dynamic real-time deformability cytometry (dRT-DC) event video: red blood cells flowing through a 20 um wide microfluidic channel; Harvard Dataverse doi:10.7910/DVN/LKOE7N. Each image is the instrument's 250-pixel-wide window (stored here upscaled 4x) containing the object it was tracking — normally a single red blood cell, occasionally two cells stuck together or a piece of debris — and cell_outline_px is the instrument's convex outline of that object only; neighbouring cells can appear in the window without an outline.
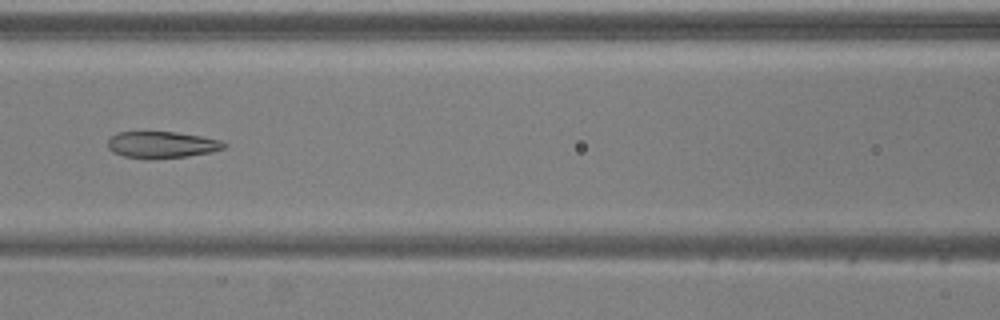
{"species": "common noctule bat (a hibernating species)", "species_latin": "Nyctalus noctula", "temperature_condition": "warm", "stored_images_in_passage": 50, "camera_frame_rate_fps": 3000, "um_per_image_px": 0.085, "animal": {"sex": "male", "body_mass_g": 20.5, "forearm_length_mm": 52.5}, "frame": {"image": 1, "passage_image": 21, "time_ms": 6.667, "image_size_px": [1000, 320], "cell_outline_px": [[228, 144], [224, 148], [212, 152], [188, 156], [148, 160], [124, 156], [112, 152], [108, 148], [108, 140], [116, 132], [176, 132], [200, 136], [220, 140]], "centroid_in_image_um": [13.74, 12.32], "position_along_channel_um": 152.9, "area_um2": 18.21}}
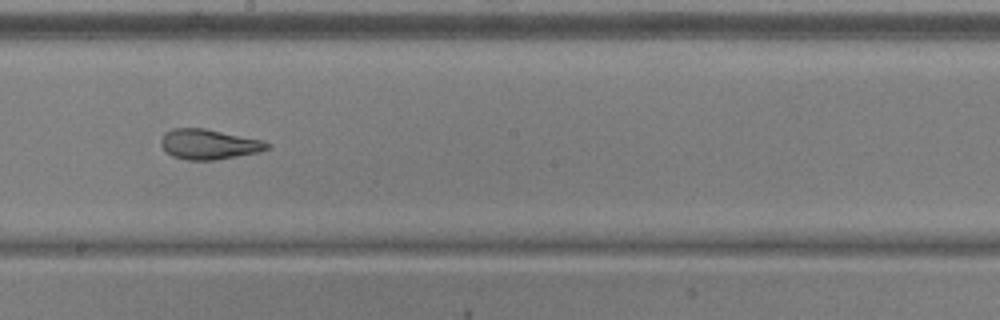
{"frame": {"image": 2, "passage_image": 27, "time_ms": 8.667, "image_size_px": [1000, 320], "cell_outline_px": [[272, 144], [268, 148], [260, 152], [216, 160], [184, 160], [172, 156], [164, 152], [160, 144], [160, 140], [164, 132], [172, 128], [204, 128], [264, 140]], "centroid_in_image_um": [17.73, 12.26], "position_along_channel_um": 230.5, "area_um2": 19.02}}
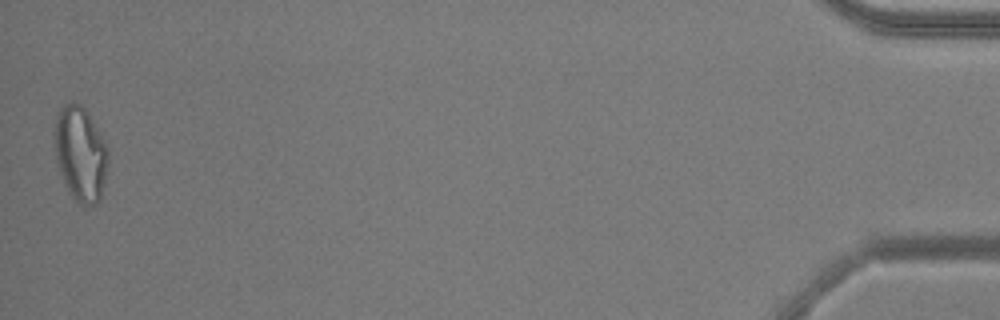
{"frame": {"image": 3, "passage_image": 50, "time_ms": 16.333, "image_size_px": [1000, 320], "cell_outline_px": [[108, 160], [100, 200], [96, 204], [80, 204], [68, 192], [64, 184], [56, 164], [52, 132], [56, 116], [60, 108], [64, 104], [72, 100], [80, 104], [84, 108], [100, 132], [108, 148]], "centroid_in_image_um": [6.79, 13.03], "position_along_channel_um": 428.4, "area_um2": 30.06}, "authors_computed_cell_mechanics": {"area_um2": 22.0507, "velocity_mm_per_s": 3.8891, "shape_relaxation_time_tau1_ms": 5.814, "shape_relaxation_time_tau2_ms": 2.1341, "deformation_change_tau1": 0.219, "deformation_change_tau2": 0.1126}}